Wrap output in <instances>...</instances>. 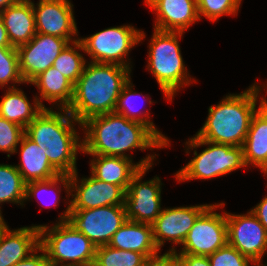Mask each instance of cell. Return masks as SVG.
I'll return each mask as SVG.
<instances>
[{
  "label": "cell",
  "mask_w": 267,
  "mask_h": 266,
  "mask_svg": "<svg viewBox=\"0 0 267 266\" xmlns=\"http://www.w3.org/2000/svg\"><path fill=\"white\" fill-rule=\"evenodd\" d=\"M82 153L132 159L125 152L165 148L166 144L145 124L115 112L88 118L82 123ZM130 156V157H129Z\"/></svg>",
  "instance_id": "obj_1"
},
{
  "label": "cell",
  "mask_w": 267,
  "mask_h": 266,
  "mask_svg": "<svg viewBox=\"0 0 267 266\" xmlns=\"http://www.w3.org/2000/svg\"><path fill=\"white\" fill-rule=\"evenodd\" d=\"M74 84L72 101L67 108L79 123L88 118L115 111L122 88L131 79V69L107 63L87 62Z\"/></svg>",
  "instance_id": "obj_2"
},
{
  "label": "cell",
  "mask_w": 267,
  "mask_h": 266,
  "mask_svg": "<svg viewBox=\"0 0 267 266\" xmlns=\"http://www.w3.org/2000/svg\"><path fill=\"white\" fill-rule=\"evenodd\" d=\"M44 108L35 119L26 126L25 135L35 142L49 162L61 174H73L77 171L78 150L82 152L83 141L76 131L75 124L82 128L67 109Z\"/></svg>",
  "instance_id": "obj_3"
},
{
  "label": "cell",
  "mask_w": 267,
  "mask_h": 266,
  "mask_svg": "<svg viewBox=\"0 0 267 266\" xmlns=\"http://www.w3.org/2000/svg\"><path fill=\"white\" fill-rule=\"evenodd\" d=\"M261 87L255 82L247 90L230 93L217 105H211L205 123L195 135L205 141L242 147L252 117L263 105L264 97L259 98ZM258 98L261 102L257 108Z\"/></svg>",
  "instance_id": "obj_4"
},
{
  "label": "cell",
  "mask_w": 267,
  "mask_h": 266,
  "mask_svg": "<svg viewBox=\"0 0 267 266\" xmlns=\"http://www.w3.org/2000/svg\"><path fill=\"white\" fill-rule=\"evenodd\" d=\"M183 33L154 29L148 46L147 70L154 75L164 96L170 102L181 87L193 83L191 80L193 78L185 67L178 42Z\"/></svg>",
  "instance_id": "obj_5"
},
{
  "label": "cell",
  "mask_w": 267,
  "mask_h": 266,
  "mask_svg": "<svg viewBox=\"0 0 267 266\" xmlns=\"http://www.w3.org/2000/svg\"><path fill=\"white\" fill-rule=\"evenodd\" d=\"M185 144L187 154L190 153L189 149H194V157L174 175L178 182L193 179L208 180L246 167L241 146L213 143L200 139L196 135ZM199 146L207 147L198 154Z\"/></svg>",
  "instance_id": "obj_6"
},
{
  "label": "cell",
  "mask_w": 267,
  "mask_h": 266,
  "mask_svg": "<svg viewBox=\"0 0 267 266\" xmlns=\"http://www.w3.org/2000/svg\"><path fill=\"white\" fill-rule=\"evenodd\" d=\"M39 246L50 266H92L95 261L94 244L68 222L39 225Z\"/></svg>",
  "instance_id": "obj_7"
},
{
  "label": "cell",
  "mask_w": 267,
  "mask_h": 266,
  "mask_svg": "<svg viewBox=\"0 0 267 266\" xmlns=\"http://www.w3.org/2000/svg\"><path fill=\"white\" fill-rule=\"evenodd\" d=\"M146 38L145 32L132 25H122L104 29L89 37H79L84 53L91 62L116 64L130 67L126 59L130 50Z\"/></svg>",
  "instance_id": "obj_8"
},
{
  "label": "cell",
  "mask_w": 267,
  "mask_h": 266,
  "mask_svg": "<svg viewBox=\"0 0 267 266\" xmlns=\"http://www.w3.org/2000/svg\"><path fill=\"white\" fill-rule=\"evenodd\" d=\"M58 219L83 233L95 247L108 245L112 236L127 221L125 206L70 210V201Z\"/></svg>",
  "instance_id": "obj_9"
},
{
  "label": "cell",
  "mask_w": 267,
  "mask_h": 266,
  "mask_svg": "<svg viewBox=\"0 0 267 266\" xmlns=\"http://www.w3.org/2000/svg\"><path fill=\"white\" fill-rule=\"evenodd\" d=\"M225 203L210 204L194 222L181 250L173 245L166 253L208 256L228 243L226 212L217 213Z\"/></svg>",
  "instance_id": "obj_10"
},
{
  "label": "cell",
  "mask_w": 267,
  "mask_h": 266,
  "mask_svg": "<svg viewBox=\"0 0 267 266\" xmlns=\"http://www.w3.org/2000/svg\"><path fill=\"white\" fill-rule=\"evenodd\" d=\"M151 167L141 168L131 179L125 193L124 206L127 220L152 224L162 211L161 179L143 181V176Z\"/></svg>",
  "instance_id": "obj_11"
},
{
  "label": "cell",
  "mask_w": 267,
  "mask_h": 266,
  "mask_svg": "<svg viewBox=\"0 0 267 266\" xmlns=\"http://www.w3.org/2000/svg\"><path fill=\"white\" fill-rule=\"evenodd\" d=\"M226 223L228 244L256 266L262 264L267 252V231L257 217L251 211L241 215L226 212Z\"/></svg>",
  "instance_id": "obj_12"
},
{
  "label": "cell",
  "mask_w": 267,
  "mask_h": 266,
  "mask_svg": "<svg viewBox=\"0 0 267 266\" xmlns=\"http://www.w3.org/2000/svg\"><path fill=\"white\" fill-rule=\"evenodd\" d=\"M69 43L64 38L36 33L29 42L19 46L17 51L20 72L25 83H30L40 73L53 66L57 56Z\"/></svg>",
  "instance_id": "obj_13"
},
{
  "label": "cell",
  "mask_w": 267,
  "mask_h": 266,
  "mask_svg": "<svg viewBox=\"0 0 267 266\" xmlns=\"http://www.w3.org/2000/svg\"><path fill=\"white\" fill-rule=\"evenodd\" d=\"M77 172L70 175V196L73 197L70 199V210L124 206L126 192L120 186L100 181L92 175L80 180Z\"/></svg>",
  "instance_id": "obj_14"
},
{
  "label": "cell",
  "mask_w": 267,
  "mask_h": 266,
  "mask_svg": "<svg viewBox=\"0 0 267 266\" xmlns=\"http://www.w3.org/2000/svg\"><path fill=\"white\" fill-rule=\"evenodd\" d=\"M37 33L67 39L70 43L79 40L73 4L70 0L32 1ZM74 38H73V37Z\"/></svg>",
  "instance_id": "obj_15"
},
{
  "label": "cell",
  "mask_w": 267,
  "mask_h": 266,
  "mask_svg": "<svg viewBox=\"0 0 267 266\" xmlns=\"http://www.w3.org/2000/svg\"><path fill=\"white\" fill-rule=\"evenodd\" d=\"M209 205L202 204L162 209L160 215L151 224L154 241L158 249L160 250L164 246L165 241H169L174 245L183 244L194 222Z\"/></svg>",
  "instance_id": "obj_16"
},
{
  "label": "cell",
  "mask_w": 267,
  "mask_h": 266,
  "mask_svg": "<svg viewBox=\"0 0 267 266\" xmlns=\"http://www.w3.org/2000/svg\"><path fill=\"white\" fill-rule=\"evenodd\" d=\"M91 175L96 179L120 186L125 192L128 189L132 177L141 169L152 167L158 154L147 155L138 163L133 160L103 155H91Z\"/></svg>",
  "instance_id": "obj_17"
},
{
  "label": "cell",
  "mask_w": 267,
  "mask_h": 266,
  "mask_svg": "<svg viewBox=\"0 0 267 266\" xmlns=\"http://www.w3.org/2000/svg\"><path fill=\"white\" fill-rule=\"evenodd\" d=\"M145 4L157 16L153 29L185 33L200 20L196 0H145Z\"/></svg>",
  "instance_id": "obj_18"
},
{
  "label": "cell",
  "mask_w": 267,
  "mask_h": 266,
  "mask_svg": "<svg viewBox=\"0 0 267 266\" xmlns=\"http://www.w3.org/2000/svg\"><path fill=\"white\" fill-rule=\"evenodd\" d=\"M39 247V225L9 229L0 232V266H13L26 259Z\"/></svg>",
  "instance_id": "obj_19"
},
{
  "label": "cell",
  "mask_w": 267,
  "mask_h": 266,
  "mask_svg": "<svg viewBox=\"0 0 267 266\" xmlns=\"http://www.w3.org/2000/svg\"><path fill=\"white\" fill-rule=\"evenodd\" d=\"M112 248L136 251L148 260L160 256L153 236L151 224L127 220L112 236L109 244Z\"/></svg>",
  "instance_id": "obj_20"
},
{
  "label": "cell",
  "mask_w": 267,
  "mask_h": 266,
  "mask_svg": "<svg viewBox=\"0 0 267 266\" xmlns=\"http://www.w3.org/2000/svg\"><path fill=\"white\" fill-rule=\"evenodd\" d=\"M12 47L29 42L37 33L31 0H18L0 12Z\"/></svg>",
  "instance_id": "obj_21"
},
{
  "label": "cell",
  "mask_w": 267,
  "mask_h": 266,
  "mask_svg": "<svg viewBox=\"0 0 267 266\" xmlns=\"http://www.w3.org/2000/svg\"><path fill=\"white\" fill-rule=\"evenodd\" d=\"M20 163L15 165L25 183L52 179L61 174L48 160L46 149H41L25 134L20 141Z\"/></svg>",
  "instance_id": "obj_22"
},
{
  "label": "cell",
  "mask_w": 267,
  "mask_h": 266,
  "mask_svg": "<svg viewBox=\"0 0 267 266\" xmlns=\"http://www.w3.org/2000/svg\"><path fill=\"white\" fill-rule=\"evenodd\" d=\"M246 167H259L267 177V108L262 105L253 115L242 145Z\"/></svg>",
  "instance_id": "obj_23"
},
{
  "label": "cell",
  "mask_w": 267,
  "mask_h": 266,
  "mask_svg": "<svg viewBox=\"0 0 267 266\" xmlns=\"http://www.w3.org/2000/svg\"><path fill=\"white\" fill-rule=\"evenodd\" d=\"M30 84L38 88L40 96L36 95V98L43 108L47 107L41 100L57 104V109H67L72 101L74 84L53 66L40 73Z\"/></svg>",
  "instance_id": "obj_24"
},
{
  "label": "cell",
  "mask_w": 267,
  "mask_h": 266,
  "mask_svg": "<svg viewBox=\"0 0 267 266\" xmlns=\"http://www.w3.org/2000/svg\"><path fill=\"white\" fill-rule=\"evenodd\" d=\"M0 100V116L24 129L44 109L34 98L30 103L24 91L19 88H8Z\"/></svg>",
  "instance_id": "obj_25"
},
{
  "label": "cell",
  "mask_w": 267,
  "mask_h": 266,
  "mask_svg": "<svg viewBox=\"0 0 267 266\" xmlns=\"http://www.w3.org/2000/svg\"><path fill=\"white\" fill-rule=\"evenodd\" d=\"M133 87L134 85L130 79L129 82L122 88L114 112L119 115L125 116L127 119L135 120L147 125L166 144V146H169L171 141L159 130H157L153 121H150L151 116L148 113L149 110L147 109L145 112H142L138 111V109L136 108L137 106L135 105L137 104L135 103V101L139 93L135 92Z\"/></svg>",
  "instance_id": "obj_26"
},
{
  "label": "cell",
  "mask_w": 267,
  "mask_h": 266,
  "mask_svg": "<svg viewBox=\"0 0 267 266\" xmlns=\"http://www.w3.org/2000/svg\"><path fill=\"white\" fill-rule=\"evenodd\" d=\"M25 191L26 183L16 166L0 164V205L4 202H10L23 206Z\"/></svg>",
  "instance_id": "obj_27"
},
{
  "label": "cell",
  "mask_w": 267,
  "mask_h": 266,
  "mask_svg": "<svg viewBox=\"0 0 267 266\" xmlns=\"http://www.w3.org/2000/svg\"><path fill=\"white\" fill-rule=\"evenodd\" d=\"M79 50L84 51L79 40L69 43L67 47L60 52L53 63V67L73 84L78 81L87 63L83 54L78 52Z\"/></svg>",
  "instance_id": "obj_28"
},
{
  "label": "cell",
  "mask_w": 267,
  "mask_h": 266,
  "mask_svg": "<svg viewBox=\"0 0 267 266\" xmlns=\"http://www.w3.org/2000/svg\"><path fill=\"white\" fill-rule=\"evenodd\" d=\"M148 259L136 251L112 248L109 245L96 247L95 266H144Z\"/></svg>",
  "instance_id": "obj_29"
},
{
  "label": "cell",
  "mask_w": 267,
  "mask_h": 266,
  "mask_svg": "<svg viewBox=\"0 0 267 266\" xmlns=\"http://www.w3.org/2000/svg\"><path fill=\"white\" fill-rule=\"evenodd\" d=\"M13 85L8 86V83ZM25 83L19 65V56L15 47H0V87L15 88V84ZM6 85V86H5Z\"/></svg>",
  "instance_id": "obj_30"
},
{
  "label": "cell",
  "mask_w": 267,
  "mask_h": 266,
  "mask_svg": "<svg viewBox=\"0 0 267 266\" xmlns=\"http://www.w3.org/2000/svg\"><path fill=\"white\" fill-rule=\"evenodd\" d=\"M58 184L63 185L62 188L63 187L65 188V191L67 192V197L69 198V195L71 194V192H70V175L69 174H59L58 176H56L52 179H49V180L33 181V182L26 183L25 201H27V200L29 201L32 197L40 196V194L43 192L48 194V191L53 192V190H54V191H56V192H54V194L56 196H55L54 200L51 201L50 204H47V205L49 208L52 206L57 207L58 203L60 202V198H59L60 196H58L57 194L61 193L60 191L62 190L60 188L61 186H59ZM41 196L38 198H41ZM47 205H45V206H47Z\"/></svg>",
  "instance_id": "obj_31"
},
{
  "label": "cell",
  "mask_w": 267,
  "mask_h": 266,
  "mask_svg": "<svg viewBox=\"0 0 267 266\" xmlns=\"http://www.w3.org/2000/svg\"><path fill=\"white\" fill-rule=\"evenodd\" d=\"M199 18L217 21L223 15H237L242 0H196Z\"/></svg>",
  "instance_id": "obj_32"
},
{
  "label": "cell",
  "mask_w": 267,
  "mask_h": 266,
  "mask_svg": "<svg viewBox=\"0 0 267 266\" xmlns=\"http://www.w3.org/2000/svg\"><path fill=\"white\" fill-rule=\"evenodd\" d=\"M24 134L23 127L0 116V151L9 153L8 158L11 154L18 152V146Z\"/></svg>",
  "instance_id": "obj_33"
},
{
  "label": "cell",
  "mask_w": 267,
  "mask_h": 266,
  "mask_svg": "<svg viewBox=\"0 0 267 266\" xmlns=\"http://www.w3.org/2000/svg\"><path fill=\"white\" fill-rule=\"evenodd\" d=\"M207 257L211 266H251L250 264L256 266L248 257L228 243Z\"/></svg>",
  "instance_id": "obj_34"
},
{
  "label": "cell",
  "mask_w": 267,
  "mask_h": 266,
  "mask_svg": "<svg viewBox=\"0 0 267 266\" xmlns=\"http://www.w3.org/2000/svg\"><path fill=\"white\" fill-rule=\"evenodd\" d=\"M13 266H50V264L47 259L45 251L39 246L26 259H23L20 262H17Z\"/></svg>",
  "instance_id": "obj_35"
},
{
  "label": "cell",
  "mask_w": 267,
  "mask_h": 266,
  "mask_svg": "<svg viewBox=\"0 0 267 266\" xmlns=\"http://www.w3.org/2000/svg\"><path fill=\"white\" fill-rule=\"evenodd\" d=\"M179 266H211L207 256L191 254H172Z\"/></svg>",
  "instance_id": "obj_36"
},
{
  "label": "cell",
  "mask_w": 267,
  "mask_h": 266,
  "mask_svg": "<svg viewBox=\"0 0 267 266\" xmlns=\"http://www.w3.org/2000/svg\"><path fill=\"white\" fill-rule=\"evenodd\" d=\"M144 266H179L176 258L171 253H164L148 260Z\"/></svg>",
  "instance_id": "obj_37"
},
{
  "label": "cell",
  "mask_w": 267,
  "mask_h": 266,
  "mask_svg": "<svg viewBox=\"0 0 267 266\" xmlns=\"http://www.w3.org/2000/svg\"><path fill=\"white\" fill-rule=\"evenodd\" d=\"M267 231V195L250 210Z\"/></svg>",
  "instance_id": "obj_38"
},
{
  "label": "cell",
  "mask_w": 267,
  "mask_h": 266,
  "mask_svg": "<svg viewBox=\"0 0 267 266\" xmlns=\"http://www.w3.org/2000/svg\"><path fill=\"white\" fill-rule=\"evenodd\" d=\"M0 47H12L3 20L0 16Z\"/></svg>",
  "instance_id": "obj_39"
},
{
  "label": "cell",
  "mask_w": 267,
  "mask_h": 266,
  "mask_svg": "<svg viewBox=\"0 0 267 266\" xmlns=\"http://www.w3.org/2000/svg\"><path fill=\"white\" fill-rule=\"evenodd\" d=\"M18 0H0V12L7 7L15 4Z\"/></svg>",
  "instance_id": "obj_40"
},
{
  "label": "cell",
  "mask_w": 267,
  "mask_h": 266,
  "mask_svg": "<svg viewBox=\"0 0 267 266\" xmlns=\"http://www.w3.org/2000/svg\"><path fill=\"white\" fill-rule=\"evenodd\" d=\"M6 225H7V223L5 222V220L2 216V211H0V232Z\"/></svg>",
  "instance_id": "obj_41"
},
{
  "label": "cell",
  "mask_w": 267,
  "mask_h": 266,
  "mask_svg": "<svg viewBox=\"0 0 267 266\" xmlns=\"http://www.w3.org/2000/svg\"><path fill=\"white\" fill-rule=\"evenodd\" d=\"M265 98L266 97H264V99H263V105L267 108V100Z\"/></svg>",
  "instance_id": "obj_42"
},
{
  "label": "cell",
  "mask_w": 267,
  "mask_h": 266,
  "mask_svg": "<svg viewBox=\"0 0 267 266\" xmlns=\"http://www.w3.org/2000/svg\"><path fill=\"white\" fill-rule=\"evenodd\" d=\"M259 266H267V263H265V264L262 263V264H260Z\"/></svg>",
  "instance_id": "obj_43"
},
{
  "label": "cell",
  "mask_w": 267,
  "mask_h": 266,
  "mask_svg": "<svg viewBox=\"0 0 267 266\" xmlns=\"http://www.w3.org/2000/svg\"><path fill=\"white\" fill-rule=\"evenodd\" d=\"M265 87L267 88V84L266 85H263V88H265ZM266 94H267V90H266Z\"/></svg>",
  "instance_id": "obj_44"
}]
</instances>
